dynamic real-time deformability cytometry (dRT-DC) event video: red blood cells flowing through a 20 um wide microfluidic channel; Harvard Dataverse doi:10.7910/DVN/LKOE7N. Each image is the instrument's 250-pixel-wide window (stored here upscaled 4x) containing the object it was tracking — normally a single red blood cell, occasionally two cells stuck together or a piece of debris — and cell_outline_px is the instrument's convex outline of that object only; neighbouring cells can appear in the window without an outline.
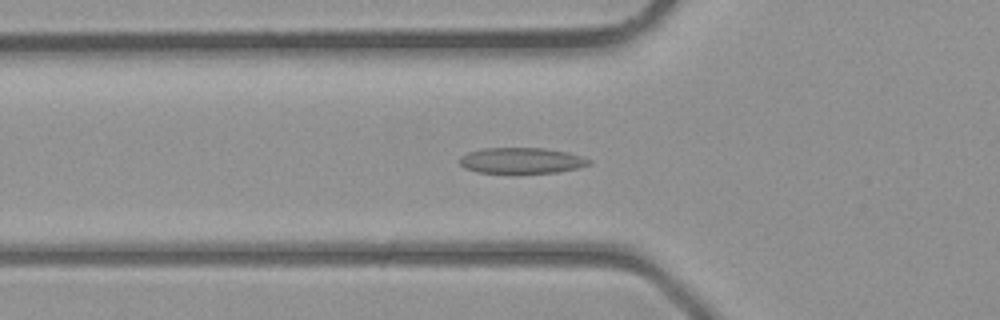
{"species": "common noctule bat (a hibernating species)", "species_latin": "Nyctalus noctula", "temperature_condition": "room temperature", "stored_images_in_passage": 30, "camera_frame_rate_fps": 3000, "um_per_image_px": 0.085, "animal": {"sex": "male", "body_mass_g": 23.1, "forearm_length_mm": 52.7}, "frame": {"image": 1, "passage_image": 3, "time_ms": 0.667, "image_size_px": [1000, 320], "cell_outline_px": [[592, 164], [580, 168], [556, 172], [516, 176], [476, 172], [464, 168], [460, 164], [460, 156], [468, 152], [484, 148], [544, 148], [568, 152], [592, 160]], "centroid_in_image_um": [44.32, 13.7], "position_along_channel_um": 81.5, "area_um2": 20.52}}
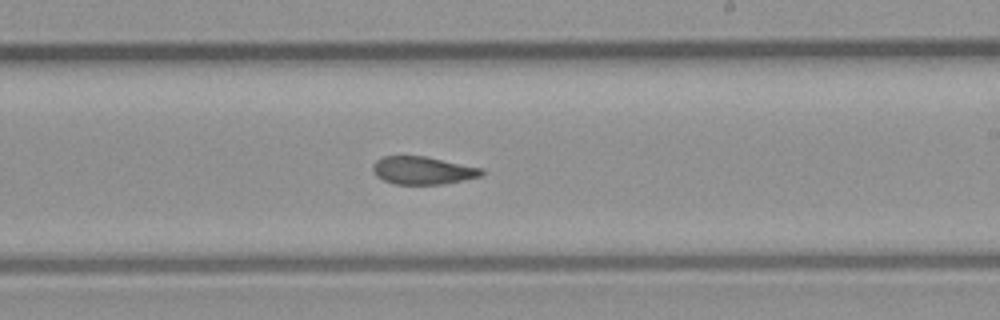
{"frame": {"image": 2, "passage_image": 13, "time_ms": 4.0, "image_size_px": [1000, 320], "cell_outline_px": [[484, 172], [480, 176], [464, 180], [444, 184], [396, 184], [384, 180], [376, 176], [372, 168], [372, 164], [376, 160], [384, 156], [424, 156], [484, 168]], "centroid_in_image_um": [35.94, 14.48], "position_along_channel_um": 253.1, "area_um2": 17.63}}
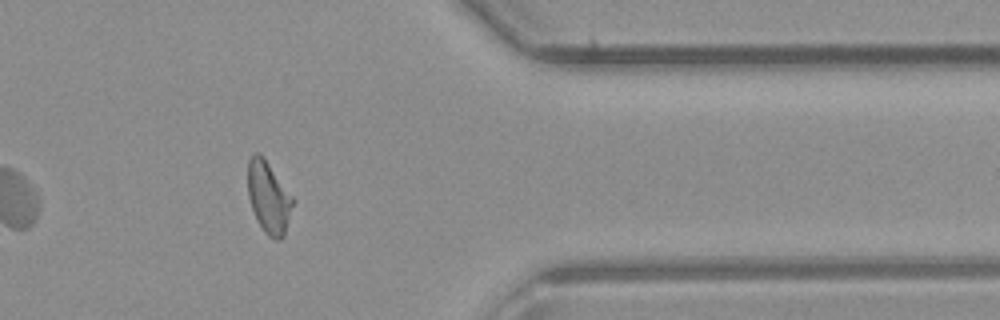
{"frame": {"image": 3, "passage_image": 22, "time_ms": 7.0, "image_size_px": [1000, 320], "cell_outline_px": [[296, 200], [284, 236], [280, 240], [276, 240], [268, 236], [264, 232], [256, 220], [248, 196], [248, 160], [256, 152], [260, 152], [264, 156]], "centroid_in_image_um": [22.86, 16.78], "position_along_channel_um": 388.5, "area_um2": 19.31}}